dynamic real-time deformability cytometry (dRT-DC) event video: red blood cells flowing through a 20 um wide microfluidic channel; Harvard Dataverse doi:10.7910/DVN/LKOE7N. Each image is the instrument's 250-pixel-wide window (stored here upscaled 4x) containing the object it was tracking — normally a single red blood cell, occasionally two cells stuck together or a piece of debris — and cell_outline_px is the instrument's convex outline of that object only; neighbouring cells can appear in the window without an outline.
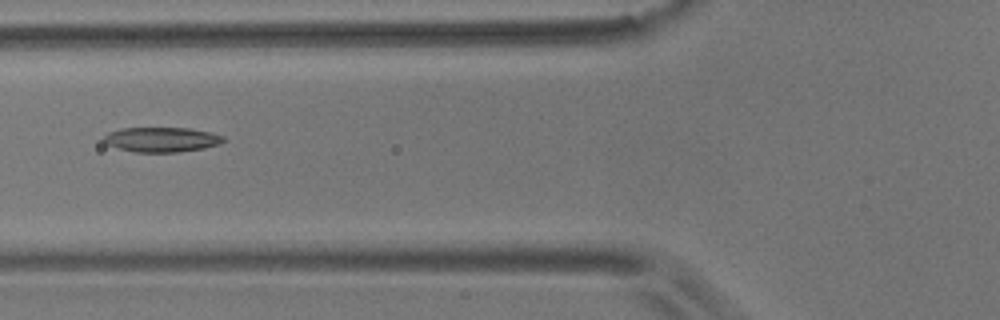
{"species": "common noctule bat (a hibernating species)", "species_latin": "Nyctalus noctula", "temperature_condition": "room temperature", "stored_images_in_passage": 7, "camera_frame_rate_fps": 3000, "um_per_image_px": 0.085, "animal": {"sex": "male", "body_mass_g": 17.9}, "frame": {"image": 1, "passage_image": 6, "time_ms": 6.0, "image_size_px": [1000, 320], "cell_outline_px": [[228, 140], [220, 144], [204, 148], [176, 152], [136, 152], [120, 148], [108, 144], [104, 140], [104, 136], [108, 132], [120, 128], [188, 128], [212, 132], [224, 136]], "centroid_in_image_um": [13.81, 11.85], "position_along_channel_um": 112.0, "area_um2": 17.28}}
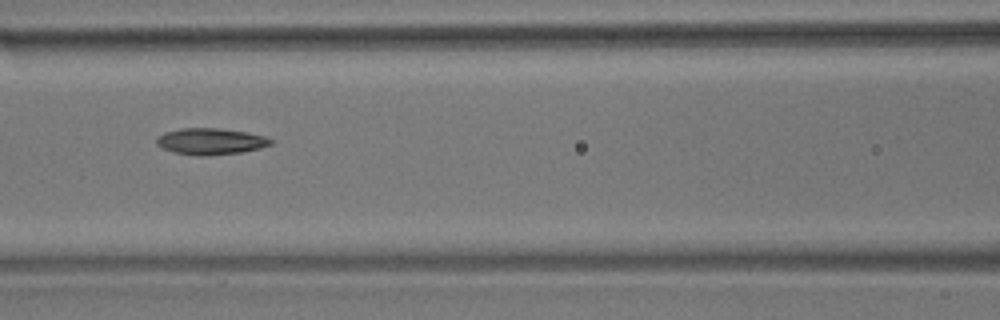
{"frame": {"image": 2, "passage_image": 7, "time_ms": 7.0, "image_size_px": [1000, 320], "cell_outline_px": [[272, 144], [260, 148], [240, 152], [208, 156], [196, 156], [176, 152], [160, 148], [156, 144], [156, 136], [164, 132], [180, 128], [216, 128], [244, 132], [264, 136], [272, 140]], "centroid_in_image_um": [17.84, 12.02], "position_along_channel_um": 148.8, "area_um2": 17.57}}